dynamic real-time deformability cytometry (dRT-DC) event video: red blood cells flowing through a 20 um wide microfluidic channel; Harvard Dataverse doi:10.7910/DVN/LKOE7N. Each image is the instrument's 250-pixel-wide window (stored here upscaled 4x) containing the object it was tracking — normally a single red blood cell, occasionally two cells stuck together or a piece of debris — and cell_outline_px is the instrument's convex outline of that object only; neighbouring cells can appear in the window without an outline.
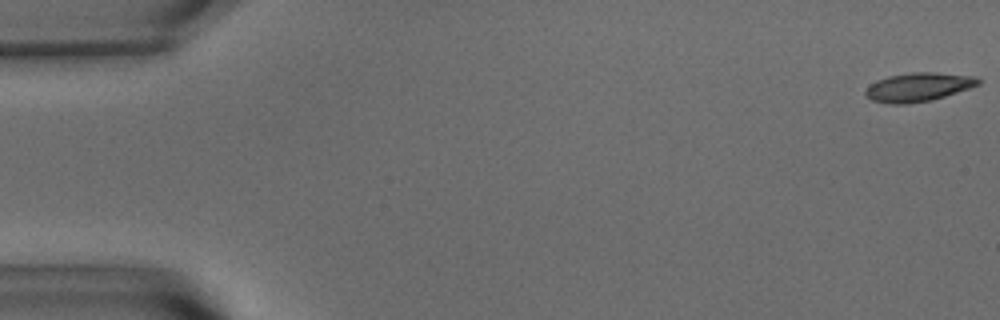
{"species": "common noctule bat (a hibernating species)", "species_latin": "Nyctalus noctula", "temperature_condition": "warm", "stored_images_in_passage": 56, "camera_frame_rate_fps": 3000, "um_per_image_px": 0.085, "animal": {"sex": "male", "body_mass_g": 15.6}, "frame": {"image": 1, "passage_image": 1, "time_ms": 0.0, "image_size_px": [1000, 320], "cell_outline_px": [[980, 84], [932, 100], [908, 104], [888, 104], [872, 100], [864, 92], [876, 80], [888, 76], [912, 72], [932, 72], [976, 76], [980, 80]], "centroid_in_image_um": [78.06, 7.4], "position_along_channel_um": 6.9, "area_um2": 18.73}}
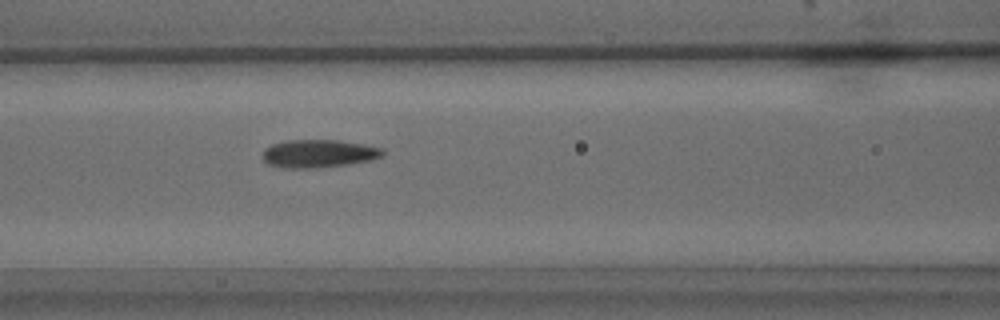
{"frame": {"image": 2, "passage_image": 24, "time_ms": 7.667, "image_size_px": [1000, 320], "cell_outline_px": [[384, 156], [372, 160], [348, 164], [316, 168], [284, 168], [268, 164], [264, 160], [264, 148], [272, 144], [284, 140], [340, 140], [364, 144], [384, 148]], "centroid_in_image_um": [27.12, 13.05], "position_along_channel_um": 139.5, "area_um2": 19.77}}
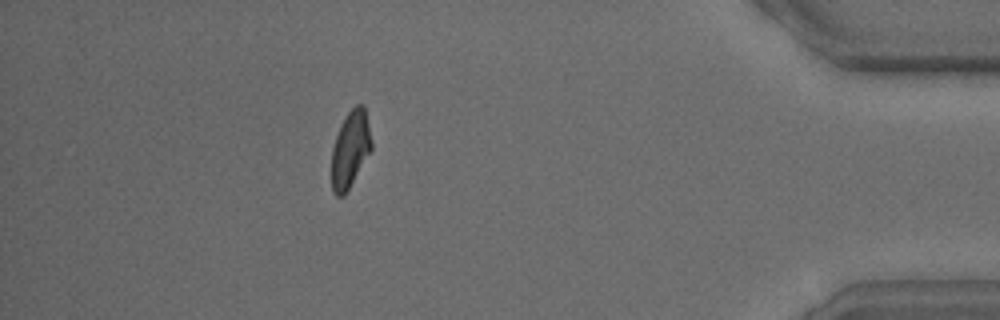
{"frame": {"image": 3, "passage_image": 50, "time_ms": 16.333, "image_size_px": [1000, 320], "cell_outline_px": [[372, 148], [344, 196], [336, 196], [332, 192], [332, 148], [340, 124], [348, 112], [356, 104], [364, 104], [372, 140]], "centroid_in_image_um": [29.77, 12.67], "position_along_channel_um": 405.4, "area_um2": 17.74}, "authors_computed_cell_mechanics": {"area_um2": 18.8428, "velocity_mm_per_s": 3.6223, "shape_relaxation_time_tau1_ms": 6.8005, "shape_relaxation_time_tau2_ms": 1.4417, "deformation_change_tau1": 0.1942, "deformation_change_tau2": 0.0754}}